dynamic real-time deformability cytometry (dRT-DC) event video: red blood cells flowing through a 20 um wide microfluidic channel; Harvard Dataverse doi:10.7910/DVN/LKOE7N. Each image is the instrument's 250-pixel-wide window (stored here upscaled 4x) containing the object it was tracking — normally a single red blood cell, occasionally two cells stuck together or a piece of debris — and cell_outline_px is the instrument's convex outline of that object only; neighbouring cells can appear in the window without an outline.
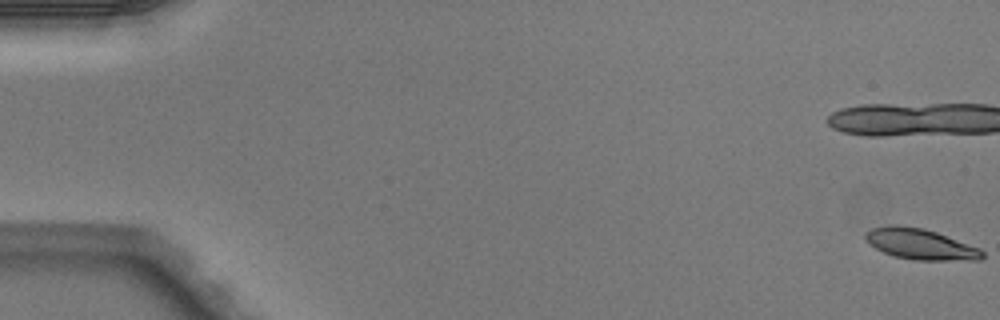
{"species": "Egyptian fruit bat (a non-hibernating species)", "species_latin": "Rousettus aegyptiacus", "temperature_condition": "warm", "stored_images_in_passage": 6, "camera_frame_rate_fps": 3000, "um_per_image_px": 0.085, "animal": {"sex": "male"}, "frame": {"image": 1, "passage_image": 1, "time_ms": 0.0, "image_size_px": [1000, 320], "cell_outline_px": [[984, 256], [980, 260], [912, 260], [892, 256], [876, 248], [864, 240], [864, 232], [872, 228], [888, 224], [896, 224], [924, 228], [936, 232], [980, 248], [984, 252]], "centroid_in_image_um": [78.19, 20.74], "position_along_channel_um": 6.8, "area_um2": 21.21}}